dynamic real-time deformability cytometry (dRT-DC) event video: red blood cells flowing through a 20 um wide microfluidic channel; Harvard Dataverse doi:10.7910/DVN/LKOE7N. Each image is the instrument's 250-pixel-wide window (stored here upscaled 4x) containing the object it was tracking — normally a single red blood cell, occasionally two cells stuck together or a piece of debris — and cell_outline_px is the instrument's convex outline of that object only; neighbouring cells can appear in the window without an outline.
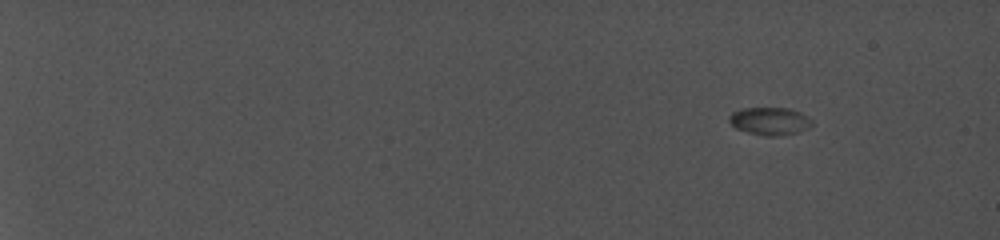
{"species": "common noctule bat (a hibernating species)", "species_latin": "Nyctalus noctula", "temperature_condition": "cold", "stored_images_in_passage": 20, "camera_frame_rate_fps": 5000, "um_per_image_px": 0.085, "animal": {"sex": "female", "body_mass_g": 19.0, "forearm_length_mm": 56.7}, "frame": {"image": 1, "passage_image": 1, "time_ms": 0.0, "image_size_px": [1000, 240], "cell_outline_px": [[812, 124], [808, 128], [796, 132], [776, 136], [764, 136], [748, 132], [736, 128], [728, 120], [728, 116], [732, 112], [740, 108], [788, 108], [800, 112], [808, 116], [812, 120]], "centroid_in_image_um": [65.41, 10.28], "position_along_channel_um": 19.6, "area_um2": 13.35}}
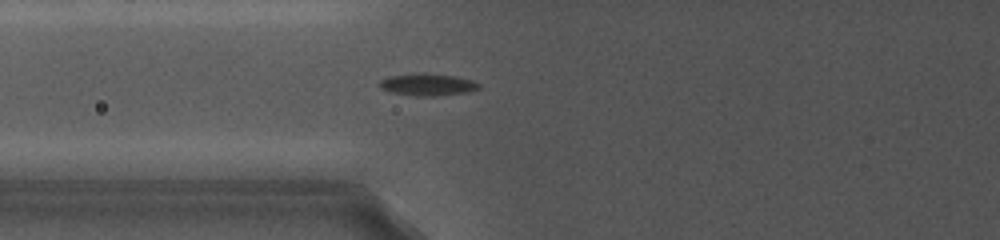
{"frame": {"image": 2, "passage_image": 12, "time_ms": 7.6, "image_size_px": [1000, 240], "cell_outline_px": [[480, 88], [468, 92], [432, 96], [424, 96], [392, 92], [380, 88], [380, 80], [388, 76], [416, 72], [420, 72], [456, 76], [472, 80], [480, 84]], "centroid_in_image_um": [36.35, 7.16], "position_along_channel_um": 89.4, "area_um2": 12.77}}
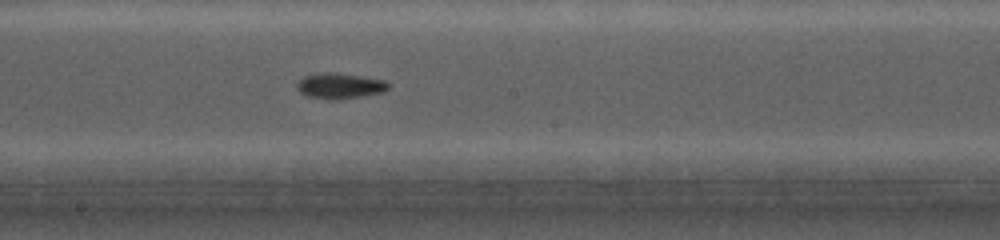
{"frame": {"image": 3, "passage_image": 17, "time_ms": 11.0, "image_size_px": [1000, 240], "cell_outline_px": [[388, 88], [384, 92], [360, 96], [332, 100], [328, 100], [308, 96], [300, 92], [296, 88], [296, 84], [304, 76], [328, 72], [360, 76], [384, 80], [388, 84]], "centroid_in_image_um": [28.86, 7.31], "position_along_channel_um": 219.3, "area_um2": 13.35}}